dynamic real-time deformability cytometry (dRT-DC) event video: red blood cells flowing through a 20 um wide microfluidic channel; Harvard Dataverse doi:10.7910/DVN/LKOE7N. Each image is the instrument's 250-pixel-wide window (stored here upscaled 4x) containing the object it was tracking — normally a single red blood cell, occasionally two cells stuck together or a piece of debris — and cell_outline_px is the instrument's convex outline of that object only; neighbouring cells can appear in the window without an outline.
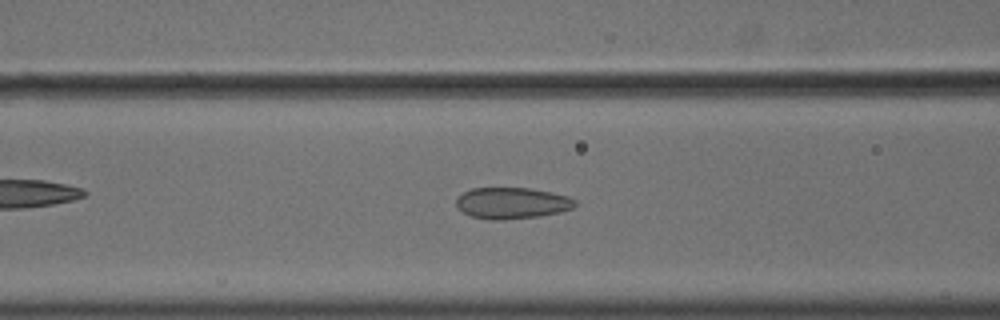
{"species": "common noctule bat (a hibernating species)", "species_latin": "Nyctalus noctula", "temperature_condition": "cold", "stored_images_in_passage": 55, "camera_frame_rate_fps": 3000, "um_per_image_px": 0.085, "animal": {"sex": "male", "body_mass_g": 18.8}, "frame": {"image": 1, "passage_image": 23, "time_ms": 7.333, "image_size_px": [1000, 320], "cell_outline_px": [[576, 204], [572, 208], [560, 212], [540, 216], [500, 220], [492, 220], [472, 216], [464, 212], [456, 204], [456, 200], [464, 192], [472, 188], [532, 188], [552, 192], [568, 196], [576, 200]], "centroid_in_image_um": [43.56, 17.25], "position_along_channel_um": 123.0, "area_um2": 21.56}}
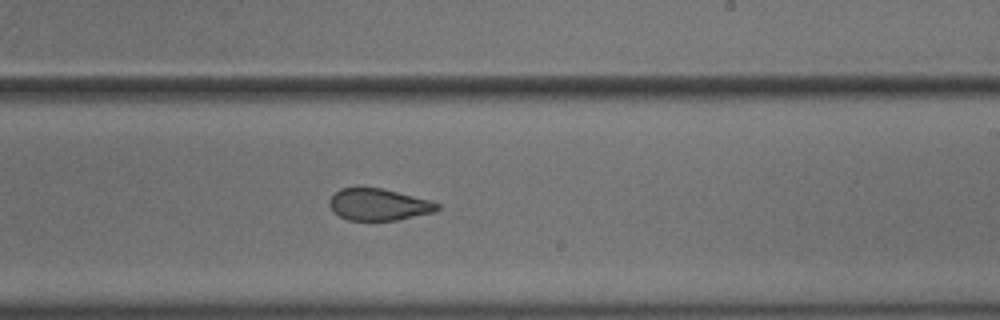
{"frame": {"image": 2, "passage_image": 34, "time_ms": 11.0, "image_size_px": [1000, 320], "cell_outline_px": [[440, 208], [436, 212], [396, 220], [348, 220], [332, 212], [328, 204], [328, 200], [340, 188], [380, 188], [432, 200], [440, 204]], "centroid_in_image_um": [32.2, 17.39], "position_along_channel_um": 256.8, "area_um2": 20.06}}
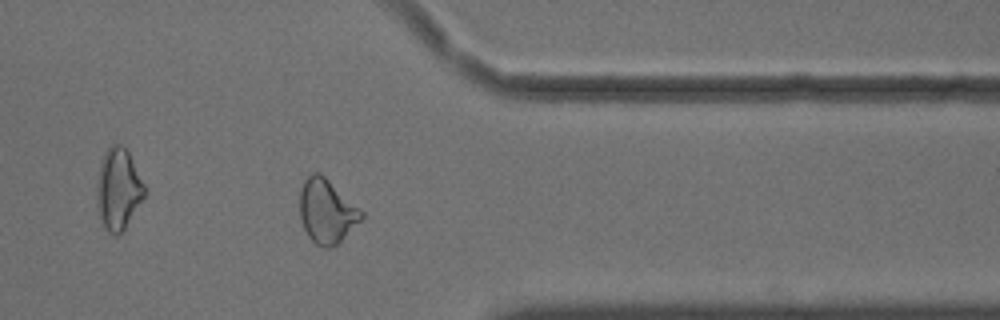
{"frame": {"image": 3, "passage_image": 45, "time_ms": 14.667, "image_size_px": [1000, 320], "cell_outline_px": [[364, 216], [332, 248], [324, 248], [316, 244], [308, 236], [300, 220], [300, 188], [304, 180], [312, 172], [320, 172], [360, 208], [364, 212]], "centroid_in_image_um": [27.74, 17.93], "position_along_channel_um": 383.7, "area_um2": 22.83}, "authors_computed_cell_mechanics": {"area_um2": 22.8888, "velocity_mm_per_s": 3.6471, "shape_relaxation_time_tau1_ms": null, "shape_relaxation_time_tau2_ms": 1.5681, "deformation_change_tau1": null, "deformation_change_tau2": 0.0673}}